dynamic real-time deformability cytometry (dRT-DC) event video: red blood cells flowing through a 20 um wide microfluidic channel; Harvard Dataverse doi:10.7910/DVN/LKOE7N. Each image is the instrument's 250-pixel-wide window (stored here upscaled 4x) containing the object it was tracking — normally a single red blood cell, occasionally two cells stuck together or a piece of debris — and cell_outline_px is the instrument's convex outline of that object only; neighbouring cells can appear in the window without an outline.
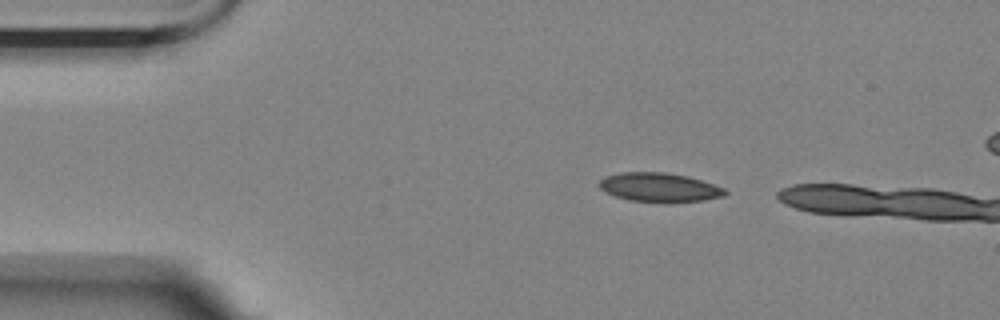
{"species": "Egyptian fruit bat (a non-hibernating species)", "species_latin": "Rousettus aegyptiacus", "temperature_condition": "room temperature", "stored_images_in_passage": 37, "camera_frame_rate_fps": 3000, "um_per_image_px": 0.085, "animal": {"sex": "female"}, "frame": {"image": 1, "passage_image": 1, "time_ms": 0.0, "image_size_px": [1000, 320], "cell_outline_px": [[728, 192], [724, 196], [704, 200], [628, 200], [604, 192], [596, 184], [604, 176], [620, 172], [664, 172], [688, 176], [724, 188]], "centroid_in_image_um": [55.98, 15.88], "position_along_channel_um": 29.0, "area_um2": 20.69}}
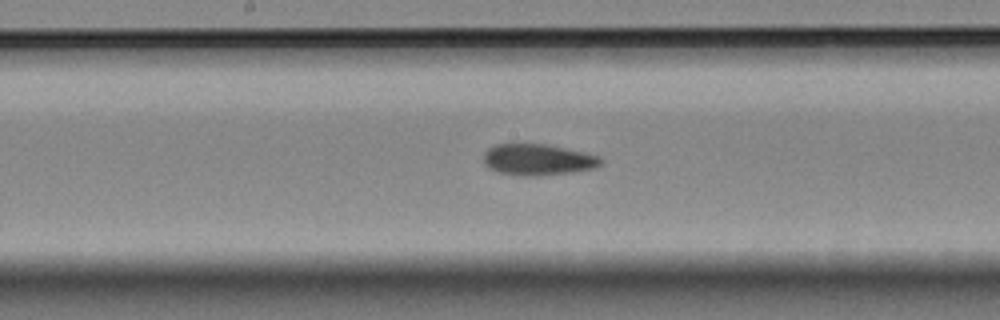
{"frame": {"image": 2, "passage_image": 20, "time_ms": 6.333, "image_size_px": [1000, 320], "cell_outline_px": [[604, 160], [596, 168], [572, 172], [540, 176], [532, 176], [496, 172], [488, 168], [484, 164], [484, 152], [488, 148], [496, 144], [548, 144], [584, 152], [596, 156]], "centroid_in_image_um": [45.7, 13.57], "position_along_channel_um": 202.5, "area_um2": 21.39}}
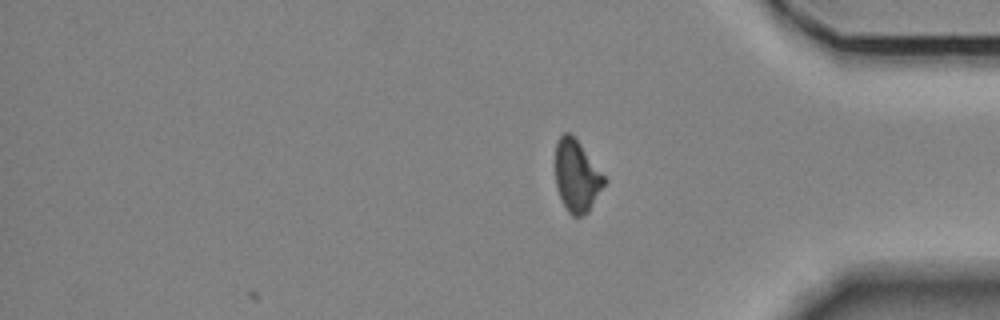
{"frame": {"image": 3, "passage_image": 37, "time_ms": 12.0, "image_size_px": [1000, 320], "cell_outline_px": [[608, 180], [588, 212], [580, 216], [572, 216], [568, 212], [560, 200], [556, 188], [556, 140], [564, 132], [568, 132], [580, 144]], "centroid_in_image_um": [49.02, 14.99], "position_along_channel_um": 386.2, "area_um2": 20.46}, "authors_computed_cell_mechanics": {"area_um2": 21.097, "velocity_mm_per_s": 3.5118, "shape_relaxation_time_tau1_ms": null, "shape_relaxation_time_tau2_ms": 4.5966, "deformation_change_tau1": null, "deformation_change_tau2": 0.1158}}